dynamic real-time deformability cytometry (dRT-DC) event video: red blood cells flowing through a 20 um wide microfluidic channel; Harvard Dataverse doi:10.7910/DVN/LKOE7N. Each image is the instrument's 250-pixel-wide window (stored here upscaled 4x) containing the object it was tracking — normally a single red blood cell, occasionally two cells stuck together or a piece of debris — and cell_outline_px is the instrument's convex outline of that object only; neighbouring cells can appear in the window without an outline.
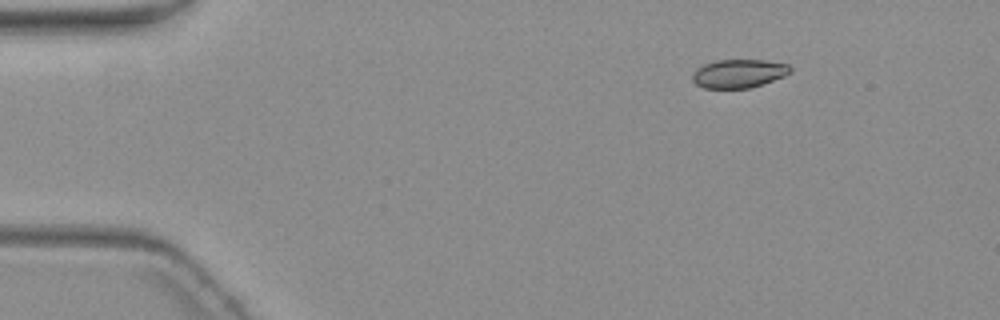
{"species": "common noctule bat (a hibernating species)", "species_latin": "Nyctalus noctula", "temperature_condition": "warm", "stored_images_in_passage": 5, "camera_frame_rate_fps": 3000, "um_per_image_px": 0.085, "animal": {"sex": "female", "body_mass_g": 19.3, "forearm_length_mm": 54.1}, "frame": {"image": 1, "passage_image": 1, "time_ms": 0.0, "image_size_px": [1000, 320], "cell_outline_px": [[792, 72], [784, 76], [748, 88], [704, 88], [696, 84], [692, 80], [692, 72], [696, 68], [704, 64], [716, 60], [764, 60], [788, 64], [792, 68]], "centroid_in_image_um": [62.77, 6.24], "position_along_channel_um": 22.2, "area_um2": 16.24}}
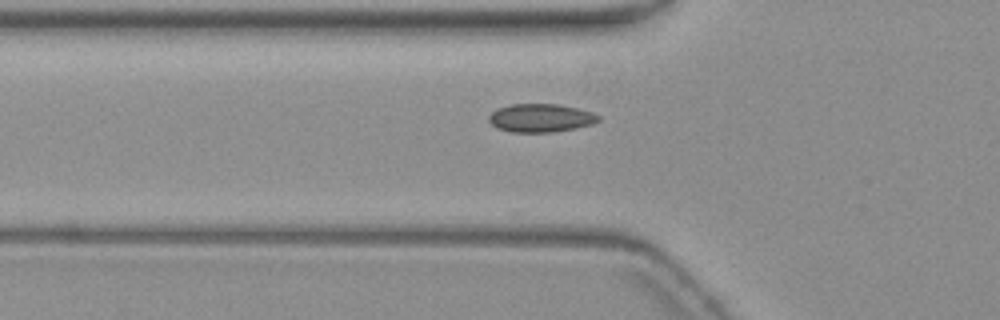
{"frame": {"image": 2, "passage_image": 4, "time_ms": 4.0, "image_size_px": [1000, 320], "cell_outline_px": [[600, 120], [592, 124], [576, 128], [552, 132], [512, 132], [496, 128], [488, 120], [488, 116], [496, 108], [512, 104], [556, 104], [576, 108], [592, 112], [600, 116]], "centroid_in_image_um": [45.94, 10.03], "position_along_channel_um": 79.9, "area_um2": 18.09}}
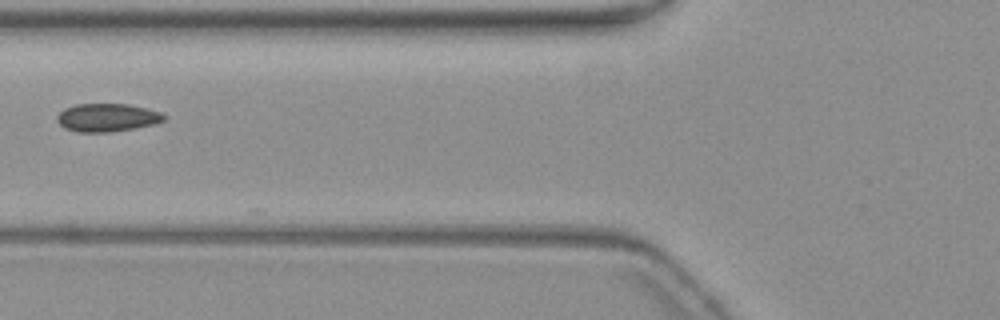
{"frame": {"image": 3, "passage_image": 5, "time_ms": 5.0, "image_size_px": [1000, 320], "cell_outline_px": [[168, 116], [164, 120], [152, 124], [136, 128], [112, 132], [80, 132], [64, 128], [56, 120], [56, 116], [64, 108], [76, 104], [128, 104], [160, 112]], "centroid_in_image_um": [9.09, 9.99], "position_along_channel_um": 116.7, "area_um2": 17.51}}